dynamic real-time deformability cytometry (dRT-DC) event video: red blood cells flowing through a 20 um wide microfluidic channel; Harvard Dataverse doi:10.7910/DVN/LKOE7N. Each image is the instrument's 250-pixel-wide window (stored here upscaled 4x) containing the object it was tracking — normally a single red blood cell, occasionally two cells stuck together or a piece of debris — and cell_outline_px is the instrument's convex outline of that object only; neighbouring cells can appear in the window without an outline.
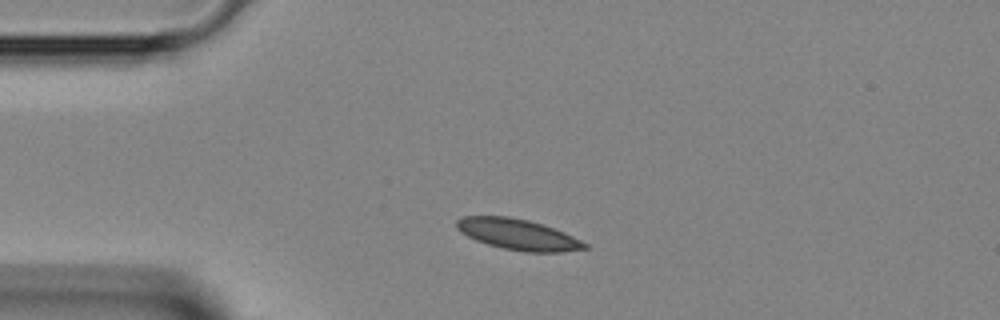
{"species": "Egyptian fruit bat (a non-hibernating species)", "species_latin": "Rousettus aegyptiacus", "temperature_condition": "room temperature", "stored_images_in_passage": 35, "camera_frame_rate_fps": 3000, "um_per_image_px": 0.085, "animal": {"sex": "female"}, "frame": {"image": 1, "passage_image": 1, "time_ms": 0.0, "image_size_px": [1000, 320], "cell_outline_px": [[588, 248], [560, 252], [524, 252], [504, 248], [488, 244], [476, 240], [460, 232], [456, 228], [456, 220], [464, 216], [508, 216], [528, 220], [564, 232], [588, 244]], "centroid_in_image_um": [44.0, 19.92], "position_along_channel_um": 41.0, "area_um2": 22.77}}
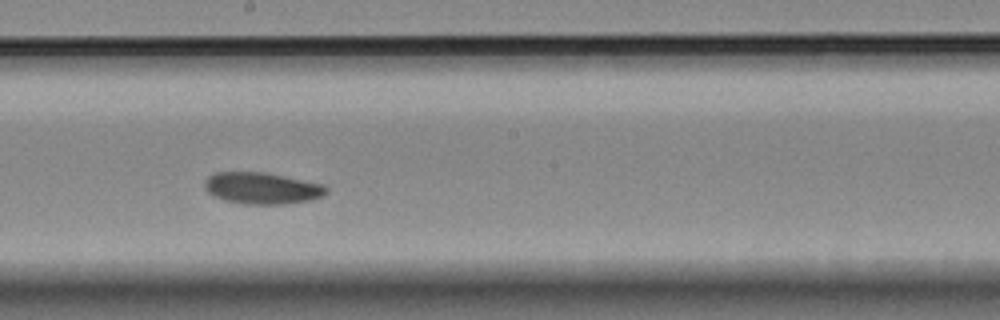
{"frame": {"image": 2, "passage_image": 15, "time_ms": 4.667, "image_size_px": [1000, 320], "cell_outline_px": [[328, 192], [324, 196], [312, 200], [288, 204], [244, 204], [224, 200], [212, 196], [204, 188], [204, 180], [208, 176], [216, 172], [264, 172], [324, 184], [328, 188]], "centroid_in_image_um": [22.28, 16.0], "position_along_channel_um": 225.9, "area_um2": 22.72}}
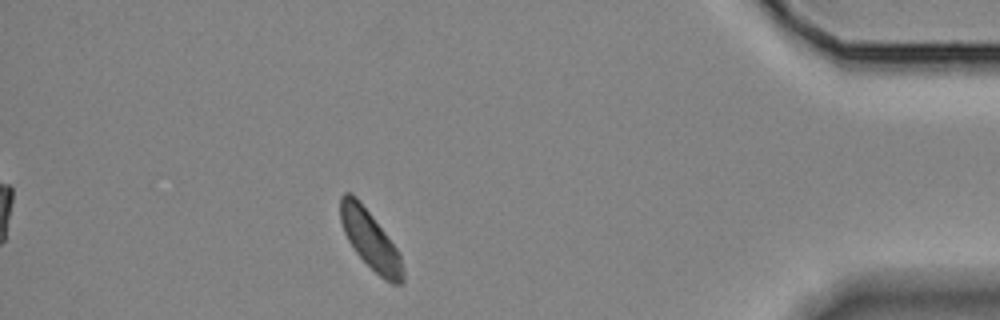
{"frame": {"image": 3, "passage_image": 30, "time_ms": 9.667, "image_size_px": [1000, 320], "cell_outline_px": [[404, 280], [400, 284], [392, 284], [384, 280], [356, 252], [348, 240], [344, 232], [340, 220], [340, 196], [344, 192], [352, 192], [356, 196], [372, 216], [400, 252], [404, 268]], "centroid_in_image_um": [31.48, 20.38], "position_along_channel_um": 403.7, "area_um2": 21.27}}